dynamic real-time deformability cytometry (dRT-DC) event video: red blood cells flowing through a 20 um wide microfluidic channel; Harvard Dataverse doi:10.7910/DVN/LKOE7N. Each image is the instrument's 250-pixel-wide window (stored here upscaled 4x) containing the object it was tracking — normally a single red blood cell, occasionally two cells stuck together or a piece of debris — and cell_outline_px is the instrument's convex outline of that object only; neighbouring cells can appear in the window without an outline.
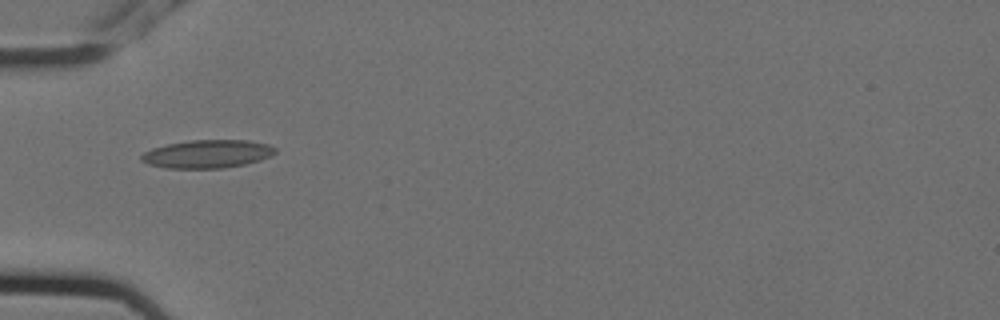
{"species": "Egyptian fruit bat (a non-hibernating species)", "species_latin": "Rousettus aegyptiacus", "temperature_condition": "cold", "stored_images_in_passage": 13, "camera_frame_rate_fps": 3000, "um_per_image_px": 0.085, "animal": {"sex": "female"}, "frame": {"image": 1, "passage_image": 3, "time_ms": 0.667, "image_size_px": [1000, 320], "cell_outline_px": [[276, 152], [260, 160], [244, 164], [224, 168], [164, 168], [148, 164], [140, 160], [140, 156], [144, 152], [152, 148], [168, 144], [192, 140], [248, 140], [268, 144], [276, 148]], "centroid_in_image_um": [17.6, 13.08], "position_along_channel_um": 67.4, "area_um2": 21.91}}
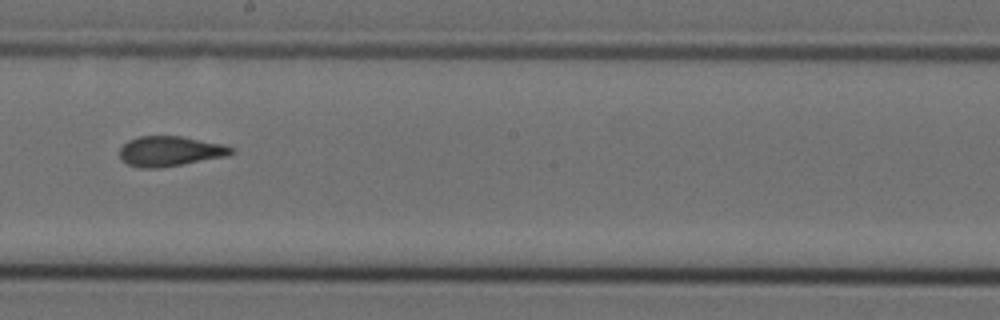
{"frame": {"image": 2, "passage_image": 7, "time_ms": 2.0, "image_size_px": [1000, 320], "cell_outline_px": [[236, 152], [228, 156], [160, 168], [140, 168], [128, 164], [120, 160], [120, 148], [128, 140], [140, 136], [184, 136], [224, 144], [236, 148]], "centroid_in_image_um": [14.5, 12.85], "position_along_channel_um": 233.7, "area_um2": 19.88}}
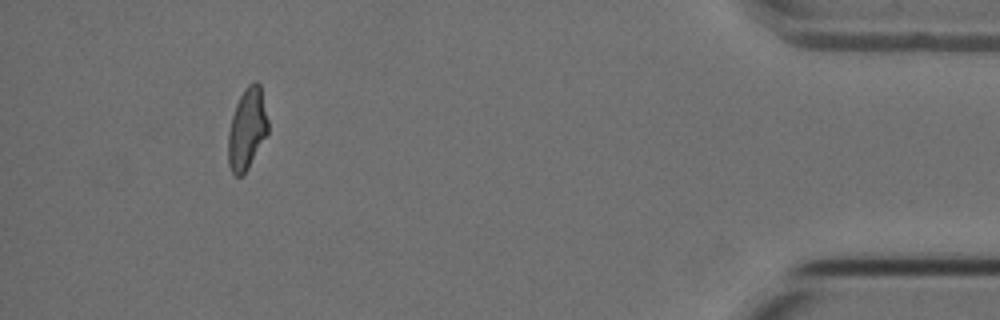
{"frame": {"image": 3, "passage_image": 12, "time_ms": 3.667, "image_size_px": [1000, 320], "cell_outline_px": [[268, 132], [248, 168], [240, 176], [236, 176], [232, 172], [228, 164], [228, 132], [232, 116], [236, 104], [244, 88], [248, 84], [256, 80], [260, 84], [268, 120]], "centroid_in_image_um": [20.99, 10.93], "position_along_channel_um": 414.2, "area_um2": 18.79}}